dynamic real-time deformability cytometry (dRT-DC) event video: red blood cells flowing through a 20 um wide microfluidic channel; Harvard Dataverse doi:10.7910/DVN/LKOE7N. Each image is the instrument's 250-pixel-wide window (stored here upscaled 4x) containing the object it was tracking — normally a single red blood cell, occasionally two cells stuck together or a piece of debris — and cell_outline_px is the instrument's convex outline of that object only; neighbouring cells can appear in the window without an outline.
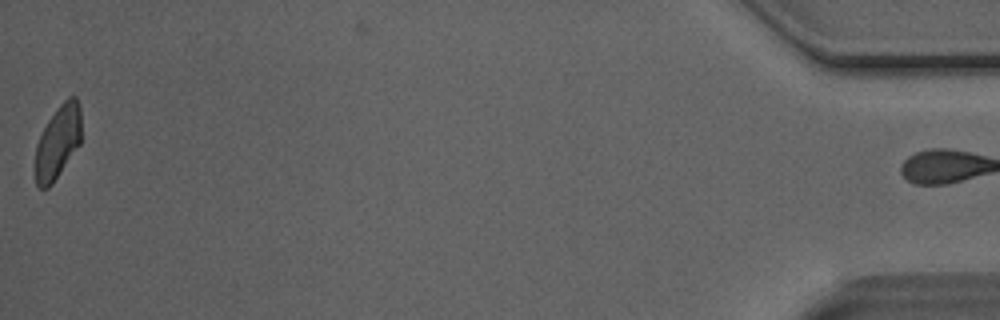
{"species": "Egyptian fruit bat (a non-hibernating species)", "species_latin": "Rousettus aegyptiacus", "temperature_condition": "room temperature", "stored_images_in_passage": 24, "camera_frame_rate_fps": 3000, "um_per_image_px": 0.085, "animal": {"sex": "male"}, "frame": {"image": 1, "passage_image": 24, "time_ms": 7.667, "image_size_px": [1000, 320], "cell_outline_px": [[80, 144], [52, 184], [48, 188], [40, 188], [36, 184], [36, 144], [48, 120], [60, 104], [68, 96], [76, 96], [80, 108]], "centroid_in_image_um": [4.92, 12.06], "position_along_channel_um": 430.3, "area_um2": 19.36}}